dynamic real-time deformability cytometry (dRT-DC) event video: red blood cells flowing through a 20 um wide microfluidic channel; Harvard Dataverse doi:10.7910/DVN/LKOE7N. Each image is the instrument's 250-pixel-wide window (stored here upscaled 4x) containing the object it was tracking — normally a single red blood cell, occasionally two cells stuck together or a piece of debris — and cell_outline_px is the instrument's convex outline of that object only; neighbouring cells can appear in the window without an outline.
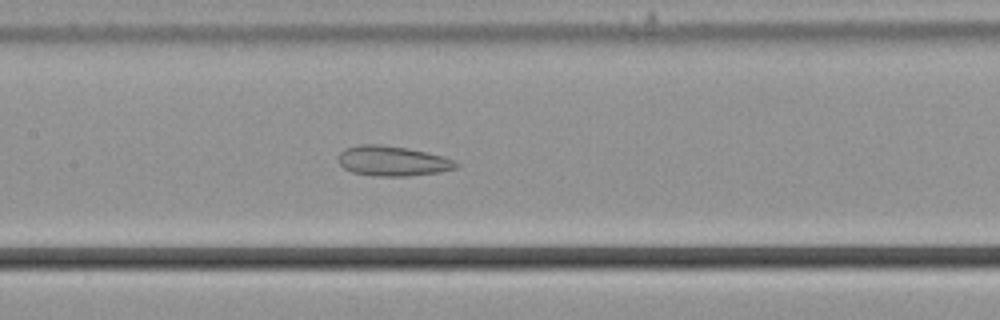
{"species": "common noctule bat (a hibernating species)", "species_latin": "Nyctalus noctula", "temperature_condition": "cold", "stored_images_in_passage": 54, "camera_frame_rate_fps": 3000, "um_per_image_px": 0.085, "animal": {"sex": "male", "body_mass_g": 21.5, "forearm_length_mm": 52.0}, "frame": {"image": 1, "passage_image": 25, "time_ms": 8.0, "image_size_px": [1000, 320], "cell_outline_px": [[460, 164], [456, 168], [440, 172], [408, 176], [380, 176], [352, 172], [344, 168], [340, 164], [340, 152], [344, 148], [360, 144], [380, 144], [404, 148], [424, 152], [440, 156], [452, 160]], "centroid_in_image_um": [33.35, 13.68], "position_along_channel_um": 174.1, "area_um2": 20.23}}
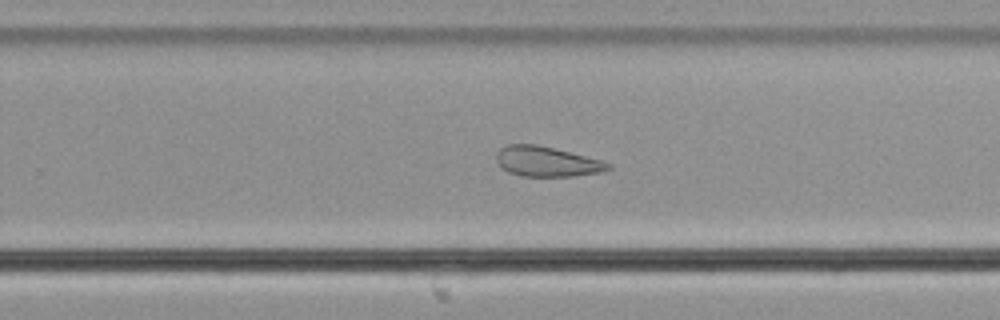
{"frame": {"image": 2, "passage_image": 34, "time_ms": 11.0, "image_size_px": [1000, 320], "cell_outline_px": [[612, 168], [604, 172], [572, 176], [520, 176], [508, 172], [500, 168], [496, 160], [496, 152], [500, 148], [508, 144], [536, 144], [600, 160], [612, 164]], "centroid_in_image_um": [46.44, 13.74], "position_along_channel_um": 283.4, "area_um2": 19.59}}
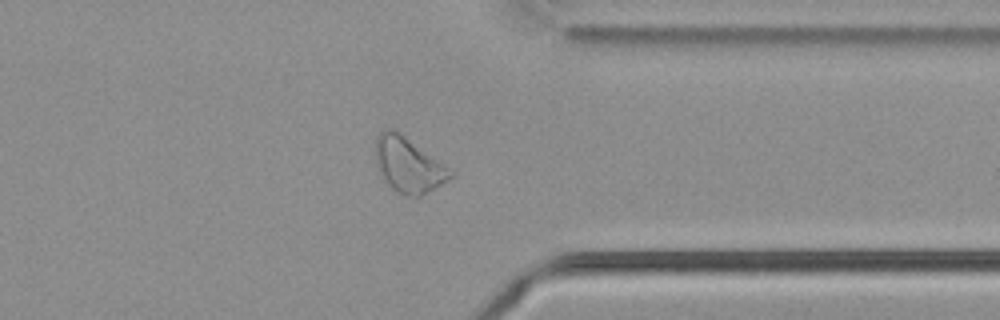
{"frame": {"image": 3, "passage_image": 42, "time_ms": 13.667, "image_size_px": [1000, 320], "cell_outline_px": [[456, 176], [420, 196], [404, 196], [396, 192], [388, 184], [380, 172], [376, 160], [376, 136], [384, 128], [392, 128], [400, 132], [456, 172]], "centroid_in_image_um": [34.75, 14.01], "position_along_channel_um": 376.7, "area_um2": 24.16}, "authors_computed_cell_mechanics": {"area_um2": 25.5476, "velocity_mm_per_s": 3.6582, "shape_relaxation_time_tau1_ms": null, "shape_relaxation_time_tau2_ms": 2.5467, "deformation_change_tau1": null, "deformation_change_tau2": 0.0954}}